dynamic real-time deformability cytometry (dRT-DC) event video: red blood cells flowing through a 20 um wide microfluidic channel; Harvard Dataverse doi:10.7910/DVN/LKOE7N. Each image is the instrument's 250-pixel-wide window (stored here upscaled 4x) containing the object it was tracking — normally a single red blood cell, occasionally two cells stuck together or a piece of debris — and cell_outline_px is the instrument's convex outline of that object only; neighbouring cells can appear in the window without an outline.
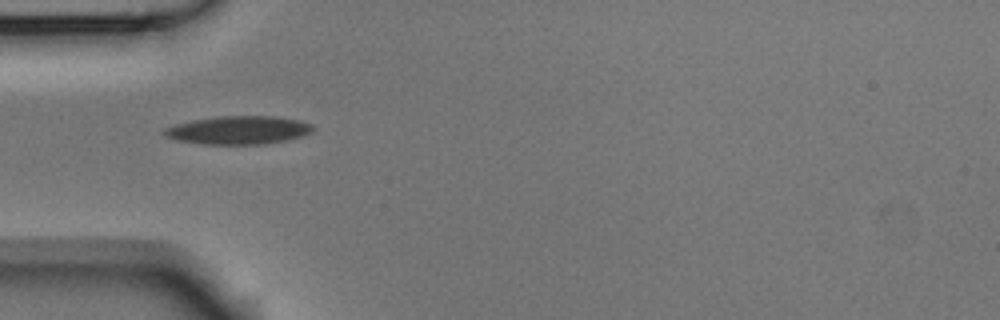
{"species": "Egyptian fruit bat (a non-hibernating species)", "species_latin": "Rousettus aegyptiacus", "temperature_condition": "room temperature", "stored_images_in_passage": 2, "camera_frame_rate_fps": 3000, "um_per_image_px": 0.085, "animal": {"sex": "male"}, "frame": {"image": 1, "passage_image": 1, "time_ms": 0.0, "image_size_px": [1000, 320], "cell_outline_px": [[316, 128], [312, 132], [300, 136], [284, 140], [264, 144], [204, 144], [176, 140], [160, 132], [164, 128], [176, 124], [192, 120], [220, 116], [276, 116], [300, 120], [312, 124]], "centroid_in_image_um": [20.28, 11.05], "position_along_channel_um": 64.7, "area_um2": 24.45}}
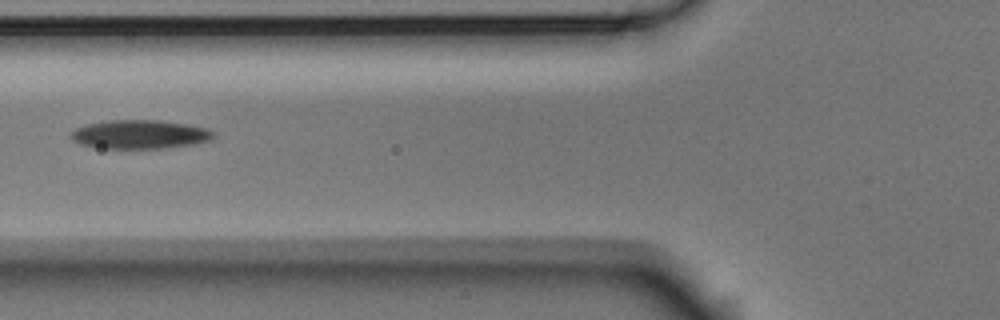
{"frame": {"image": 2, "passage_image": 2, "time_ms": 0.333, "image_size_px": [1000, 320], "cell_outline_px": [[216, 136], [208, 140], [192, 144], [168, 148], [104, 148], [80, 144], [72, 140], [68, 136], [76, 128], [84, 124], [108, 120], [160, 120], [188, 124], [208, 128]], "centroid_in_image_um": [11.86, 11.41], "position_along_channel_um": 113.9, "area_um2": 23.99}}